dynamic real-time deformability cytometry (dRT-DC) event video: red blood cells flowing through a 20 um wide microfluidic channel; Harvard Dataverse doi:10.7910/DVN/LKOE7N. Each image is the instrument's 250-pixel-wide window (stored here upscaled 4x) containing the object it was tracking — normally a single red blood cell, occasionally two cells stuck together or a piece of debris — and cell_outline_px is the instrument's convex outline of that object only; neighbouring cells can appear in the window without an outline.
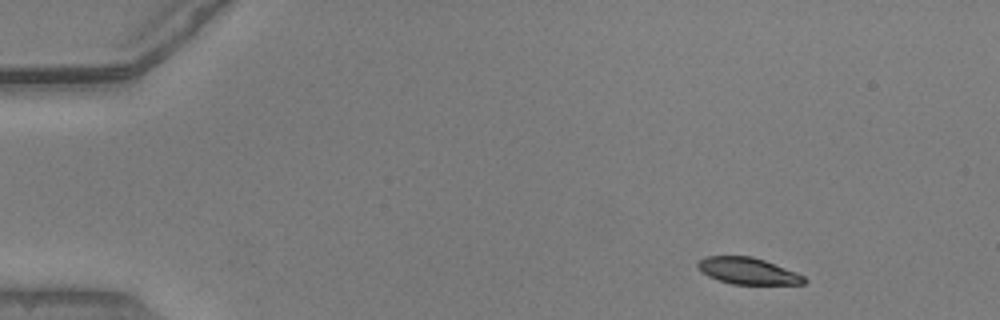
{"species": "common noctule bat (a hibernating species)", "species_latin": "Nyctalus noctula", "temperature_condition": "warm", "stored_images_in_passage": 47, "camera_frame_rate_fps": 3000, "um_per_image_px": 0.085, "animal": {"sex": "male", "body_mass_g": 20.5, "forearm_length_mm": 52.5}, "frame": {"image": 1, "passage_image": 1, "time_ms": 0.0, "image_size_px": [1000, 320], "cell_outline_px": [[808, 280], [804, 284], [732, 284], [708, 276], [700, 272], [696, 264], [700, 260], [708, 256], [752, 256], [764, 260], [796, 272], [804, 276]], "centroid_in_image_um": [63.57, 23.03], "position_along_channel_um": 21.4, "area_um2": 16.42}}
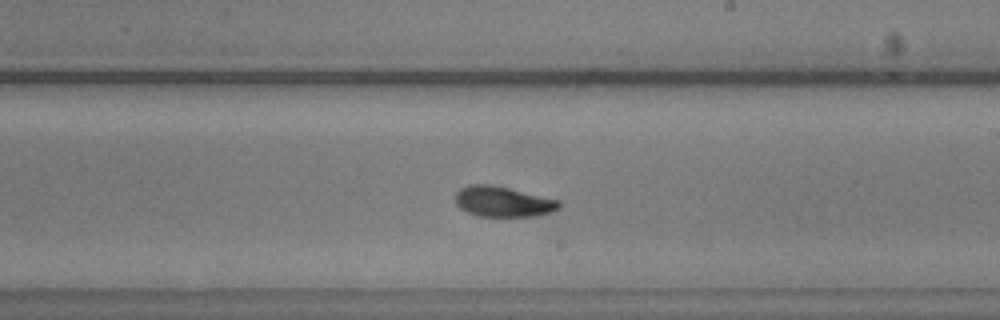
{"frame": {"image": 2, "passage_image": 26, "time_ms": 8.333, "image_size_px": [1000, 320], "cell_outline_px": [[560, 208], [552, 212], [540, 216], [480, 216], [468, 212], [460, 208], [456, 204], [456, 192], [460, 188], [468, 184], [488, 184], [508, 188], [560, 200]], "centroid_in_image_um": [42.77, 17.14], "position_along_channel_um": 246.2, "area_um2": 18.38}}
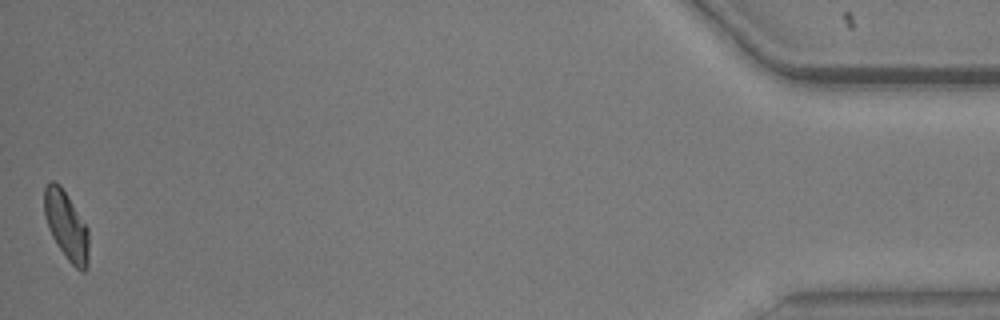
{"frame": {"image": 3, "passage_image": 47, "time_ms": 15.333, "image_size_px": [1000, 320], "cell_outline_px": [[88, 268], [84, 272], [80, 272], [68, 260], [56, 244], [48, 228], [44, 216], [44, 188], [52, 180], [60, 184], [88, 228]], "centroid_in_image_um": [5.64, 19.2], "position_along_channel_um": 429.6, "area_um2": 17.8}, "authors_computed_cell_mechanics": {"area_um2": 18.0914, "velocity_mm_per_s": 3.8834, "shape_relaxation_time_tau1_ms": 2.5685, "shape_relaxation_time_tau2_ms": 3.1362, "deformation_change_tau1": 0.1365, "deformation_change_tau2": 0.0734}}